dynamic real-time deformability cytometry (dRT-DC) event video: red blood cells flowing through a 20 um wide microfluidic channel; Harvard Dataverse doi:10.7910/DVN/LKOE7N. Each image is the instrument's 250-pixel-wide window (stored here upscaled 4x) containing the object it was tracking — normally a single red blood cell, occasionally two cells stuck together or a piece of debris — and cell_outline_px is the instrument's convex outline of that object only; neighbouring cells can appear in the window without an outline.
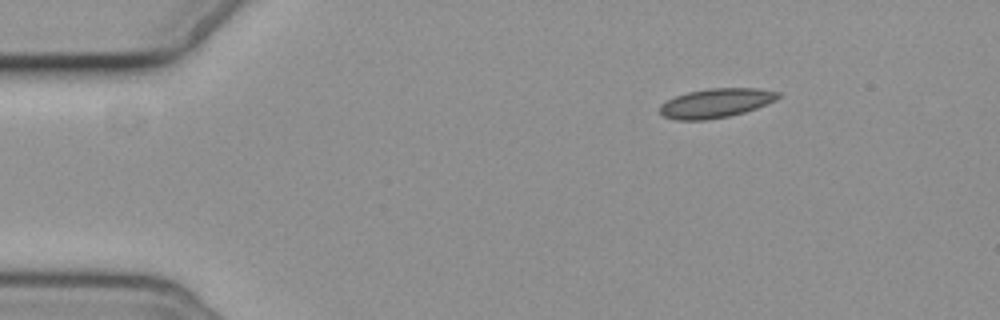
{"species": "common noctule bat (a hibernating species)", "species_latin": "Nyctalus noctula", "temperature_condition": "cold", "stored_images_in_passage": 3, "camera_frame_rate_fps": 3000, "um_per_image_px": 0.085, "animal": {"sex": "female", "body_mass_g": 19.3, "forearm_length_mm": 54.1}, "frame": {"image": 1, "passage_image": 3, "time_ms": 2.333, "image_size_px": [1000, 320], "cell_outline_px": [[780, 96], [776, 100], [756, 108], [744, 112], [728, 116], [708, 120], [676, 120], [664, 116], [660, 112], [660, 104], [676, 96], [688, 92], [708, 88], [756, 88], [780, 92]], "centroid_in_image_um": [60.85, 8.76], "position_along_channel_um": 24.1, "area_um2": 20.06}}